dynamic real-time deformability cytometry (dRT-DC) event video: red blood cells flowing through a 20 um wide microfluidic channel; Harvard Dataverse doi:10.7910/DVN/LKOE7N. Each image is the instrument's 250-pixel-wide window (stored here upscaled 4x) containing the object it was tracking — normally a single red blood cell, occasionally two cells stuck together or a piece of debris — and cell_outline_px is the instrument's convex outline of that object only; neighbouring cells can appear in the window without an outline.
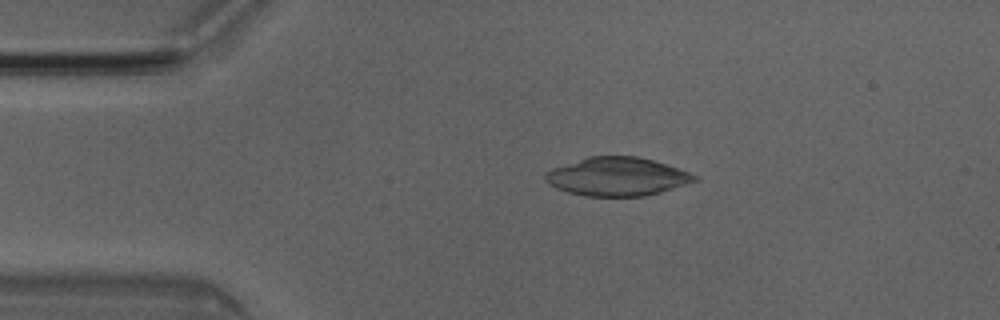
{"species": "Egyptian fruit bat (a non-hibernating species)", "species_latin": "Rousettus aegyptiacus", "temperature_condition": "room temperature", "stored_images_in_passage": 49, "camera_frame_rate_fps": 3000, "um_per_image_px": 0.085, "animal": {"sex": "male"}, "frame": {"image": 1, "passage_image": 9, "time_ms": 2.667, "image_size_px": [1000, 320], "cell_outline_px": [[700, 180], [660, 192], [644, 196], [584, 196], [568, 192], [556, 188], [548, 184], [544, 180], [544, 176], [552, 168], [588, 156], [636, 156], [652, 160], [688, 172], [696, 176]], "centroid_in_image_um": [52.42, 15.02], "position_along_channel_um": 32.6, "area_um2": 33.23}}
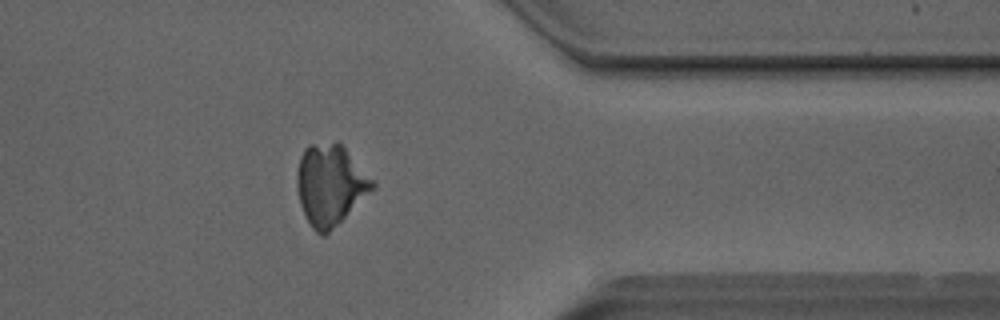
{"frame": {"image": 2, "passage_image": 39, "time_ms": 12.667, "image_size_px": [1000, 320], "cell_outline_px": [[376, 184], [324, 236], [316, 232], [312, 228], [300, 204], [296, 184], [296, 172], [300, 156], [304, 148], [308, 144], [336, 140], [344, 148]], "centroid_in_image_um": [27.99, 15.65], "position_along_channel_um": 383.4, "area_um2": 34.62}}
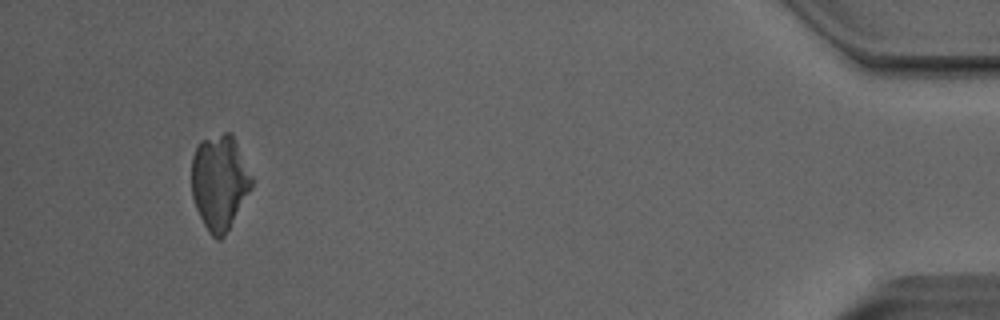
{"frame": {"image": 3, "passage_image": 46, "time_ms": 15.0, "image_size_px": [1000, 320], "cell_outline_px": [[252, 188], [224, 236], [220, 240], [216, 240], [208, 232], [196, 208], [192, 196], [192, 156], [200, 140], [224, 132], [232, 132], [236, 140], [252, 176]], "centroid_in_image_um": [18.66, 15.47], "position_along_channel_um": 416.5, "area_um2": 33.29}}